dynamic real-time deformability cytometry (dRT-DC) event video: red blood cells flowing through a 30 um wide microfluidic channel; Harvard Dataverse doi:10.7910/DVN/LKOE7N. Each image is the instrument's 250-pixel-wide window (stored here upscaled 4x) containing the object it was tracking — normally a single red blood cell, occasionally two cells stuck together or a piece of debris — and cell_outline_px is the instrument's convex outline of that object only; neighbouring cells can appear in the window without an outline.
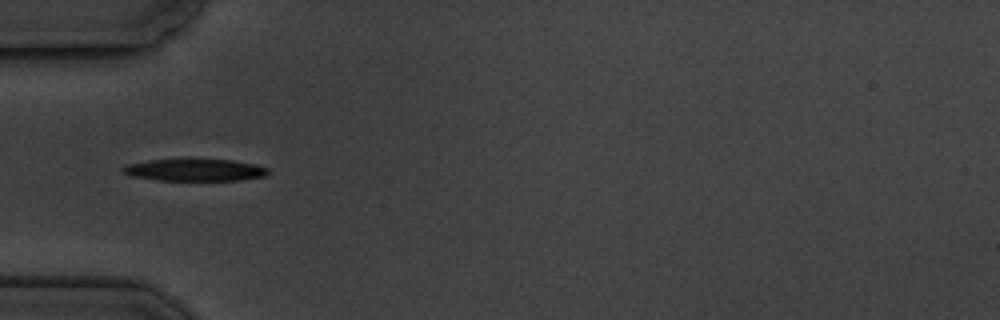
{"species": "common noctule bat (a hibernating species)", "species_latin": "Nyctalus noctula", "temperature_condition": "cold", "stored_images_in_passage": 7, "camera_frame_rate_fps": 3000, "um_per_image_px": 0.085, "animal": {"sex": "male", "body_mass_g": 19.5, "forearm_length_mm": 54.6}, "frame": {"image": 1, "passage_image": 2, "time_ms": 1.333, "image_size_px": [1000, 320], "cell_outline_px": [[268, 172], [264, 176], [240, 180], [156, 180], [132, 176], [120, 172], [120, 168], [124, 164], [148, 160], [188, 156], [232, 160], [256, 164], [268, 168]], "centroid_in_image_um": [16.47, 14.39], "position_along_channel_um": 68.5, "area_um2": 19.83}}
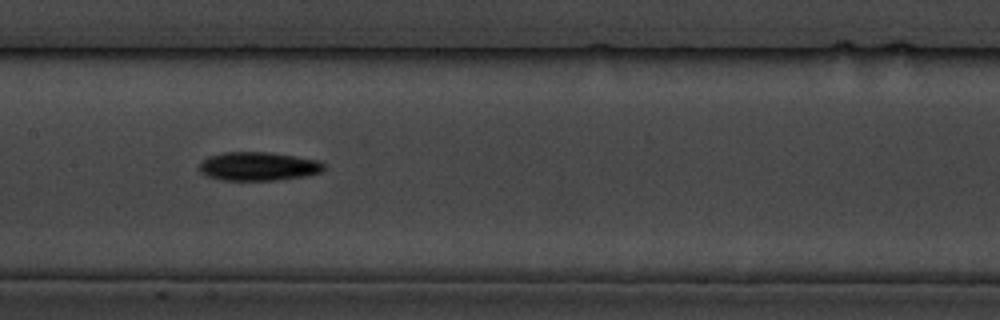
{"frame": {"image": 2, "passage_image": 5, "time_ms": 4.667, "image_size_px": [1000, 320], "cell_outline_px": [[324, 172], [308, 176], [276, 180], [220, 180], [208, 176], [200, 172], [196, 168], [200, 160], [208, 156], [224, 152], [268, 152], [296, 156], [316, 160], [324, 164]], "centroid_in_image_um": [21.92, 14.14], "position_along_channel_um": 185.5, "area_um2": 21.15}}